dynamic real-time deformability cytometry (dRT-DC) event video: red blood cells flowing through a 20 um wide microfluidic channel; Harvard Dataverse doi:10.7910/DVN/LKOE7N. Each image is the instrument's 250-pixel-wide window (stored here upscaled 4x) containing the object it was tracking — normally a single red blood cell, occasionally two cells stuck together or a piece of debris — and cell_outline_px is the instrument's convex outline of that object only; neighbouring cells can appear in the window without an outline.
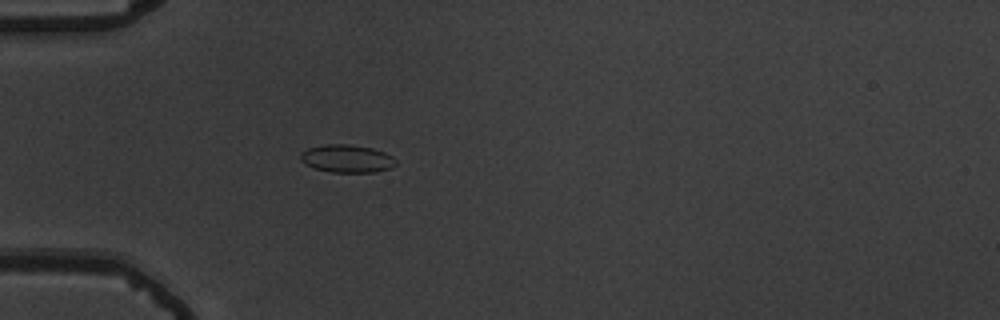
{"species": "common noctule bat (a hibernating species)", "species_latin": "Nyctalus noctula", "temperature_condition": "warm", "stored_images_in_passage": 57, "camera_frame_rate_fps": 3000, "um_per_image_px": 0.085, "animal": {"sex": "male", "body_mass_g": 19.5, "forearm_length_mm": 54.6}, "frame": {"image": 1, "passage_image": 18, "time_ms": 5.667, "image_size_px": [1000, 320], "cell_outline_px": [[396, 164], [392, 168], [376, 172], [332, 172], [312, 168], [304, 164], [300, 160], [300, 152], [308, 148], [324, 144], [348, 144], [372, 148], [384, 152], [392, 156], [396, 160]], "centroid_in_image_um": [29.47, 13.48], "position_along_channel_um": 55.5, "area_um2": 15.66}}
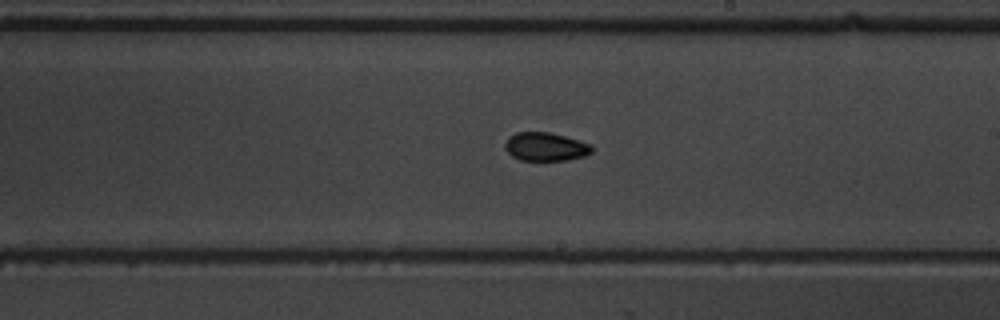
{"frame": {"image": 2, "passage_image": 34, "time_ms": 11.0, "image_size_px": [1000, 320], "cell_outline_px": [[592, 152], [584, 156], [568, 160], [520, 160], [512, 156], [504, 148], [504, 144], [508, 136], [516, 132], [548, 132], [564, 136], [592, 144]], "centroid_in_image_um": [46.35, 12.47], "position_along_channel_um": 242.7, "area_um2": 14.45}}
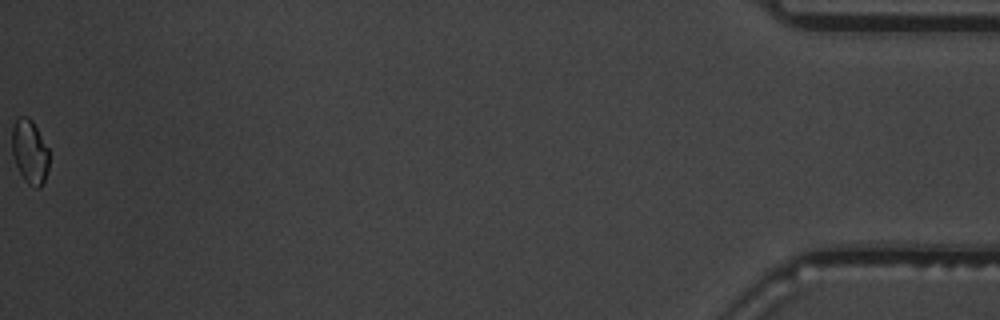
{"frame": {"image": 3, "passage_image": 57, "time_ms": 18.667, "image_size_px": [1000, 320], "cell_outline_px": [[48, 168], [44, 180], [40, 188], [36, 188], [28, 184], [24, 180], [12, 156], [12, 124], [16, 116], [28, 116], [32, 120], [48, 148]], "centroid_in_image_um": [2.5, 12.86], "position_along_channel_um": 432.7, "area_um2": 13.93}, "authors_computed_cell_mechanics": {"area_um2": 14.8546, "velocity_mm_per_s": 3.6903, "shape_relaxation_time_tau1_ms": 9.7345, "shape_relaxation_time_tau2_ms": 2.6592, "deformation_change_tau1": 0.119, "deformation_change_tau2": 0.0496}}